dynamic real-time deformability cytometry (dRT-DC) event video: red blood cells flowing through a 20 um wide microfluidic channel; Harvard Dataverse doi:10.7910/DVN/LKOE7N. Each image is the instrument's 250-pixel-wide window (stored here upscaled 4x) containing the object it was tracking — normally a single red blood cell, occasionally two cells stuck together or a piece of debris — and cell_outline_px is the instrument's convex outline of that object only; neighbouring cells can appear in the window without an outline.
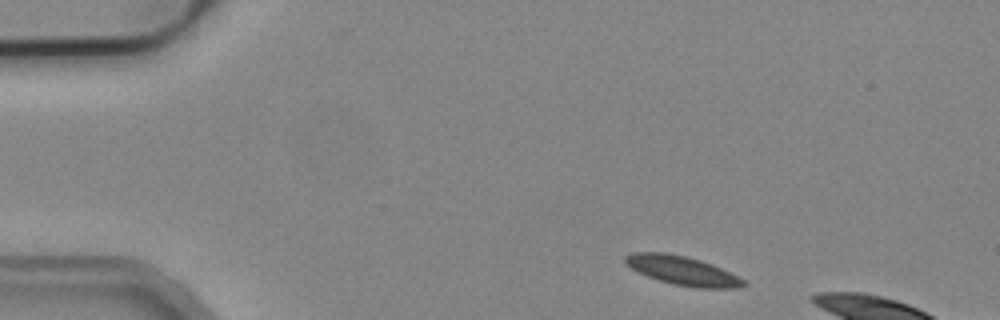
{"species": "common noctule bat (a hibernating species)", "species_latin": "Nyctalus noctula", "temperature_condition": "cold", "stored_images_in_passage": 3, "camera_frame_rate_fps": 3000, "um_per_image_px": 0.085, "animal": {"sex": "male", "body_mass_g": 19.2, "forearm_length_mm": 51.8}, "frame": {"image": 1, "passage_image": 1, "time_ms": 0.0, "image_size_px": [1000, 320], "cell_outline_px": [[748, 284], [740, 288], [696, 288], [672, 284], [648, 276], [624, 264], [624, 256], [632, 252], [664, 252], [684, 256], [700, 260], [712, 264], [744, 280]], "centroid_in_image_um": [57.99, 23.0], "position_along_channel_um": 27.0, "area_um2": 19.83}}